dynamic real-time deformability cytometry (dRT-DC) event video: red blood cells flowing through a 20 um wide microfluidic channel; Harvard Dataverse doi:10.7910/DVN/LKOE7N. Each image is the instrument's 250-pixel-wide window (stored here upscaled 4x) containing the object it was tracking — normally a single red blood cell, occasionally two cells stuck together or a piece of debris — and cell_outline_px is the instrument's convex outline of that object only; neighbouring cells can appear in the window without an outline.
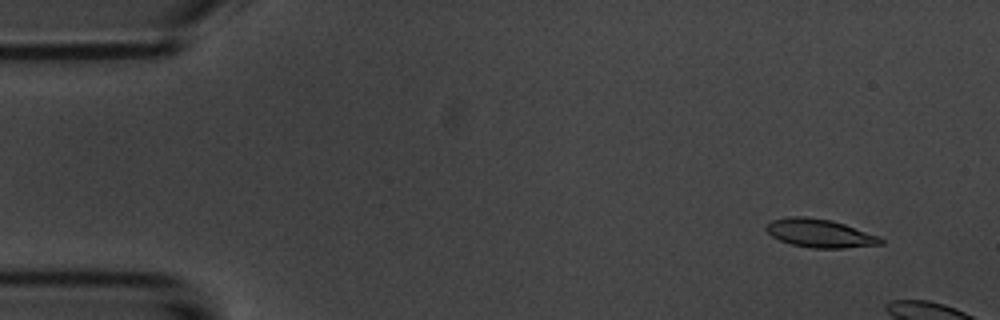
{"species": "common noctule bat (a hibernating species)", "species_latin": "Nyctalus noctula", "temperature_condition": "room temperature", "stored_images_in_passage": 4, "camera_frame_rate_fps": 3000, "um_per_image_px": 0.085, "animal": {"sex": "male", "body_mass_g": 20.1, "forearm_length_mm": 53.5}, "frame": {"image": 1, "passage_image": 2, "time_ms": 1.0, "image_size_px": [1000, 320], "cell_outline_px": [[884, 244], [844, 248], [812, 248], [792, 244], [780, 240], [772, 236], [764, 228], [772, 220], [788, 216], [804, 216], [832, 220], [880, 236], [884, 240]], "centroid_in_image_um": [69.71, 19.82], "position_along_channel_um": 15.3, "area_um2": 18.96}}